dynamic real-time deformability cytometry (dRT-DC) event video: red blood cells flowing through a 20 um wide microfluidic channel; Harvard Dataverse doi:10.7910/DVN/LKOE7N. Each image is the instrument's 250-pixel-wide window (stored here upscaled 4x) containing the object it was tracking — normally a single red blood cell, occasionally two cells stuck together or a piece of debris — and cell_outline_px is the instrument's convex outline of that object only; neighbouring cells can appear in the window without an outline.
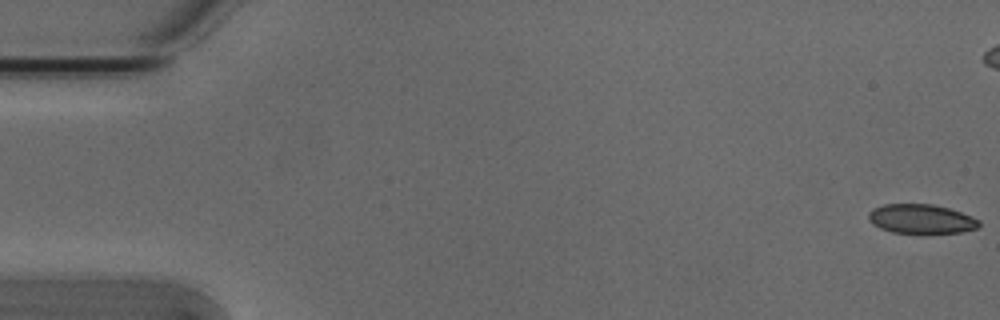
{"species": "Egyptian fruit bat (a non-hibernating species)", "species_latin": "Rousettus aegyptiacus", "temperature_condition": "cold", "stored_images_in_passage": 6, "camera_frame_rate_fps": 3000, "um_per_image_px": 0.085, "animal": {"sex": "male"}, "frame": {"image": 1, "passage_image": 1, "time_ms": 0.0, "image_size_px": [1000, 320], "cell_outline_px": [[980, 224], [976, 228], [960, 232], [892, 232], [880, 228], [872, 224], [868, 220], [868, 212], [872, 208], [884, 204], [932, 204], [948, 208], [972, 216], [980, 220]], "centroid_in_image_um": [78.26, 18.59], "position_along_channel_um": 6.7, "area_um2": 18.67}}
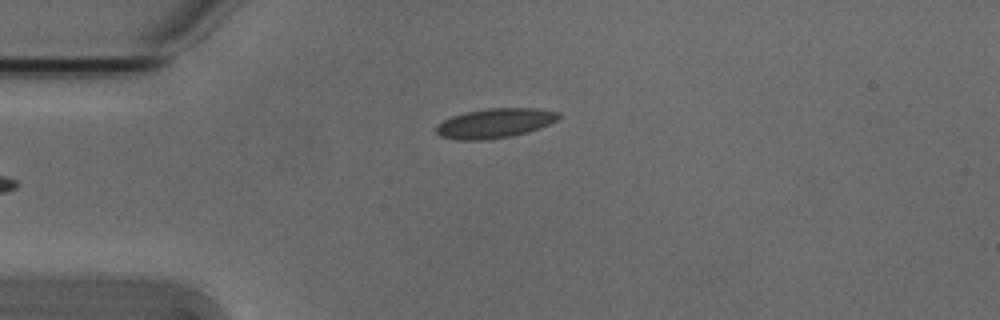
{"frame": {"image": 2, "passage_image": 6, "time_ms": 1.667, "image_size_px": [1000, 320], "cell_outline_px": [[560, 116], [556, 120], [540, 128], [528, 132], [512, 136], [488, 140], [456, 140], [440, 136], [436, 132], [436, 128], [444, 120], [452, 116], [464, 112], [488, 108], [536, 108], [560, 112]], "centroid_in_image_um": [42.07, 10.47], "position_along_channel_um": 42.9, "area_um2": 21.15}}